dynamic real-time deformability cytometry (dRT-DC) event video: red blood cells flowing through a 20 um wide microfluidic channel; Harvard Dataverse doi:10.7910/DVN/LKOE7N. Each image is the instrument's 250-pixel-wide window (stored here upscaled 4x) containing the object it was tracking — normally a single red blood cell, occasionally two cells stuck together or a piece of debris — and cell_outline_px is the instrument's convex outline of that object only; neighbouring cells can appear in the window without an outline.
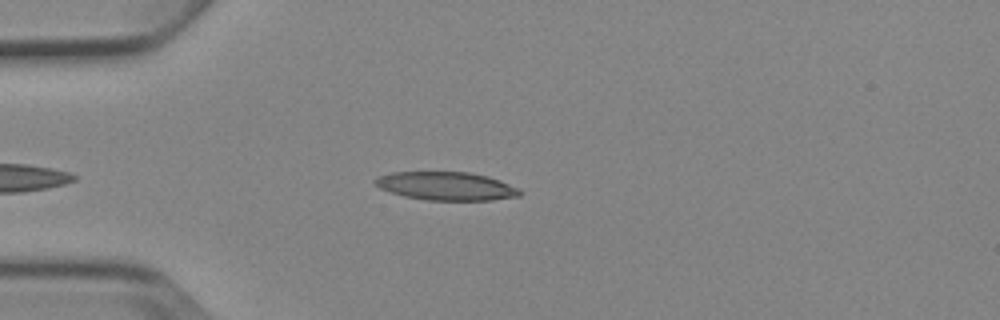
{"species": "Egyptian fruit bat (a non-hibernating species)", "species_latin": "Rousettus aegyptiacus", "temperature_condition": "cold", "stored_images_in_passage": 2, "camera_frame_rate_fps": 3000, "um_per_image_px": 0.085, "animal": {"sex": "female"}, "frame": {"image": 1, "passage_image": 1, "time_ms": 0.0, "image_size_px": [1000, 320], "cell_outline_px": [[524, 192], [520, 196], [492, 200], [428, 200], [404, 196], [380, 188], [372, 180], [376, 176], [392, 172], [468, 172], [488, 176], [520, 188]], "centroid_in_image_um": [37.96, 15.81], "position_along_channel_um": 47.0, "area_um2": 23.99}}